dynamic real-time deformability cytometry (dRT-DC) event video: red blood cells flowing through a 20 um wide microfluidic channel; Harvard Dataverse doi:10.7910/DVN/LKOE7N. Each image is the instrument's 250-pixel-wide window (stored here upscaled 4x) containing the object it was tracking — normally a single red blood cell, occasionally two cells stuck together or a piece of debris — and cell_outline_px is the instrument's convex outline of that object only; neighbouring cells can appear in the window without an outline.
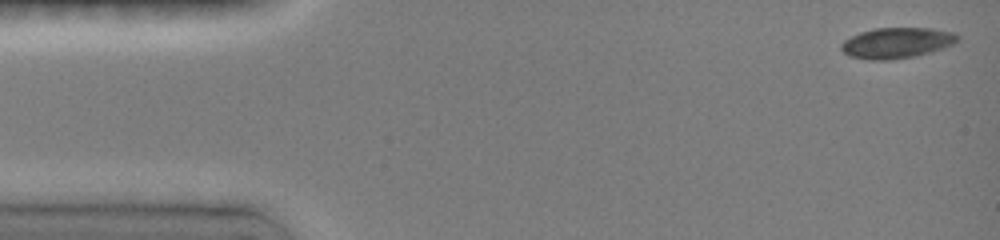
{"species": "common noctule bat (a hibernating species)", "species_latin": "Nyctalus noctula", "temperature_condition": "room temperature", "stored_images_in_passage": 6, "camera_frame_rate_fps": 3000, "um_per_image_px": 0.085, "animal": {"sex": "female", "body_mass_g": 19.0, "forearm_length_mm": 51.5}, "frame": {"image": 1, "passage_image": 1, "time_ms": 0.0, "image_size_px": [1000, 240], "cell_outline_px": [[960, 40], [944, 48], [916, 56], [892, 60], [868, 60], [848, 56], [840, 48], [840, 44], [844, 40], [860, 32], [876, 28], [932, 28], [956, 32], [960, 36]], "centroid_in_image_um": [76.25, 3.65], "position_along_channel_um": 8.8, "area_um2": 21.1}}
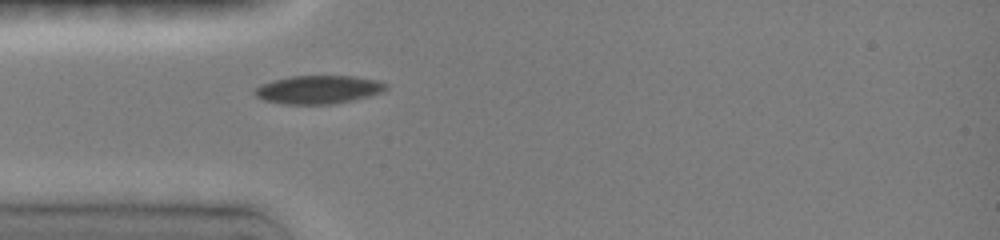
{"frame": {"image": 2, "passage_image": 6, "time_ms": 4.0, "image_size_px": [1000, 240], "cell_outline_px": [[384, 88], [380, 92], [368, 96], [352, 100], [332, 104], [288, 104], [264, 100], [256, 96], [256, 88], [260, 84], [272, 80], [292, 76], [352, 76], [376, 80], [384, 84]], "centroid_in_image_um": [27.0, 7.61], "position_along_channel_um": 58.0, "area_um2": 21.15}}